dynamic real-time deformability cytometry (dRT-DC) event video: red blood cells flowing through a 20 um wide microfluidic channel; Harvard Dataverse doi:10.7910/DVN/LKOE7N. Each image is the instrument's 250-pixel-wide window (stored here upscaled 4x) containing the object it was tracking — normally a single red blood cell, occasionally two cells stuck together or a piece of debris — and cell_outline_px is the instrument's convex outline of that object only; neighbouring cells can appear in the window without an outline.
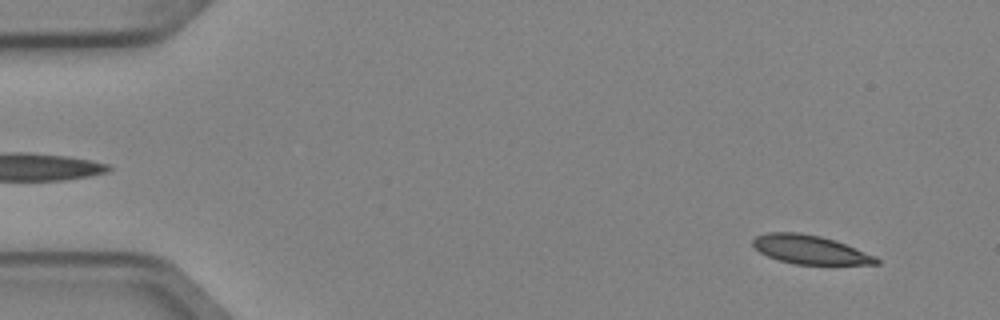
{"species": "Egyptian fruit bat (a non-hibernating species)", "species_latin": "Rousettus aegyptiacus", "temperature_condition": "cold", "stored_images_in_passage": 5, "camera_frame_rate_fps": 3000, "um_per_image_px": 0.085, "animal": {"sex": "female"}, "frame": {"image": 1, "passage_image": 5, "time_ms": 1.333, "image_size_px": [1000, 320], "cell_outline_px": [[880, 264], [796, 264], [780, 260], [768, 256], [760, 252], [752, 244], [752, 240], [756, 236], [768, 232], [796, 232], [820, 236], [844, 244], [876, 256], [880, 260]], "centroid_in_image_um": [68.84, 21.22], "position_along_channel_um": 16.2, "area_um2": 20.35}}